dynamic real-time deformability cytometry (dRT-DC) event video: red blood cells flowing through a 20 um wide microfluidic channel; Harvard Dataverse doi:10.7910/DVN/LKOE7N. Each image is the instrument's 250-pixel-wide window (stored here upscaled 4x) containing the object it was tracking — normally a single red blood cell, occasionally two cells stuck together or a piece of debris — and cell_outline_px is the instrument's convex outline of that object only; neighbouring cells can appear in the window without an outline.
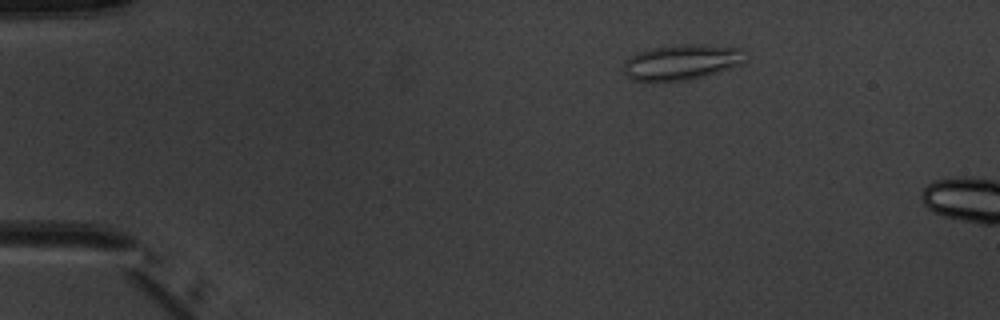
{"species": "common noctule bat (a hibernating species)", "species_latin": "Nyctalus noctula", "temperature_condition": "warm", "stored_images_in_passage": 3, "camera_frame_rate_fps": 3000, "um_per_image_px": 0.085, "animal": {"sex": "male", "body_mass_g": 20.1, "forearm_length_mm": 53.5}, "frame": {"image": 1, "passage_image": 2, "time_ms": 1.333, "image_size_px": [1000, 320], "cell_outline_px": [[748, 60], [744, 64], [732, 68], [704, 76], [688, 80], [632, 80], [624, 72], [624, 60], [636, 52], [652, 48], [680, 44], [700, 44], [744, 48]], "centroid_in_image_um": [58.02, 5.26], "position_along_channel_um": 27.0, "area_um2": 25.37}}